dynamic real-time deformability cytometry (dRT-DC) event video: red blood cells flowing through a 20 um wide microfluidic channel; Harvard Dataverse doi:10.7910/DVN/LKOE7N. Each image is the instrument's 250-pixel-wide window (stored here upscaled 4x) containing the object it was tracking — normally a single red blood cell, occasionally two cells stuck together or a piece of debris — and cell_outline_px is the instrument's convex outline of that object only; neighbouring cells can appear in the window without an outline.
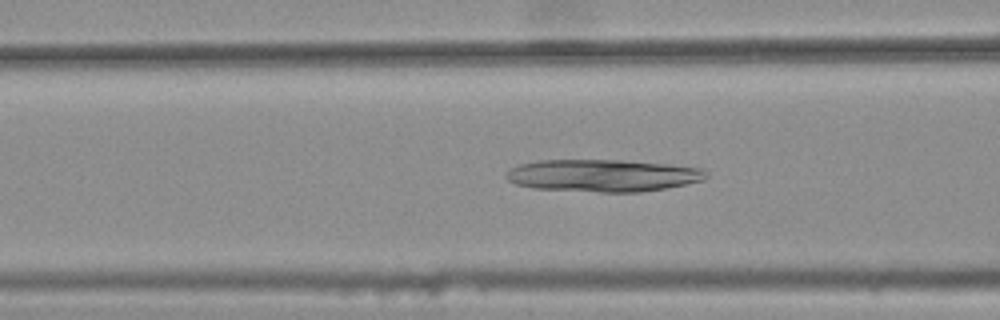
{"species": "common noctule bat (a hibernating species)", "species_latin": "Nyctalus noctula", "temperature_condition": "warm", "stored_images_in_passage": 42, "camera_frame_rate_fps": 3000, "um_per_image_px": 0.085, "animal": {"sex": "female", "body_mass_g": 25.1}, "frame": {"image": 1, "passage_image": 18, "time_ms": 5.667, "image_size_px": [1000, 320], "cell_outline_px": [[708, 176], [704, 180], [664, 188], [640, 192], [600, 192], [532, 188], [516, 184], [508, 180], [504, 176], [516, 164], [540, 160], [620, 160], [668, 164], [700, 168], [708, 172]], "centroid_in_image_um": [51.22, 14.91], "position_along_channel_um": 115.4, "area_um2": 37.57}}
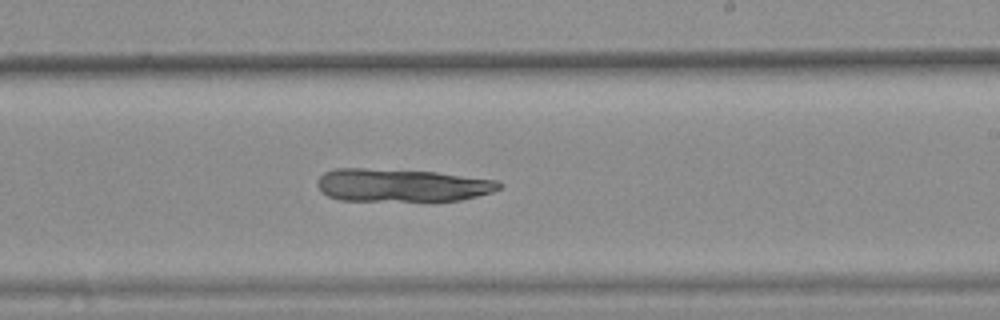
{"frame": {"image": 2, "passage_image": 29, "time_ms": 9.333, "image_size_px": [1000, 320], "cell_outline_px": [[504, 184], [500, 188], [492, 192], [460, 200], [340, 200], [328, 196], [316, 184], [316, 180], [324, 172], [336, 168], [364, 168], [436, 172], [496, 180]], "centroid_in_image_um": [34.13, 15.73], "position_along_channel_um": 254.9, "area_um2": 34.56}}
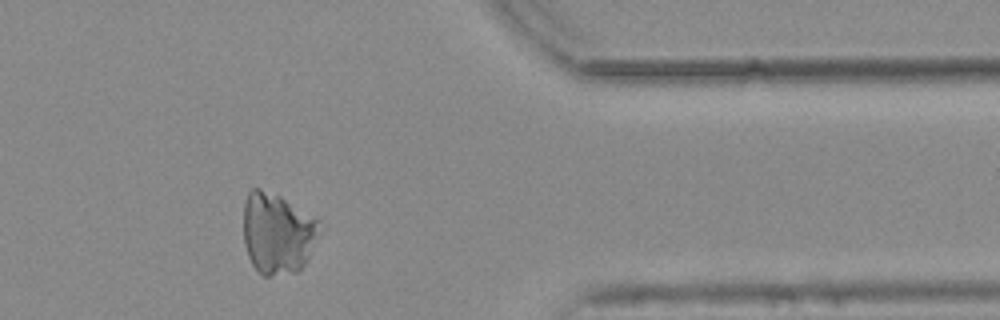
{"frame": {"image": 3, "passage_image": 41, "time_ms": 13.333, "image_size_px": [1000, 320], "cell_outline_px": [[320, 220], [308, 256], [304, 264], [296, 272], [272, 276], [264, 276], [252, 264], [248, 256], [244, 244], [244, 204], [248, 192], [252, 188], [260, 188], [280, 196], [316, 216]], "centroid_in_image_um": [23.54, 19.8], "position_along_channel_um": 387.9, "area_um2": 35.55}}